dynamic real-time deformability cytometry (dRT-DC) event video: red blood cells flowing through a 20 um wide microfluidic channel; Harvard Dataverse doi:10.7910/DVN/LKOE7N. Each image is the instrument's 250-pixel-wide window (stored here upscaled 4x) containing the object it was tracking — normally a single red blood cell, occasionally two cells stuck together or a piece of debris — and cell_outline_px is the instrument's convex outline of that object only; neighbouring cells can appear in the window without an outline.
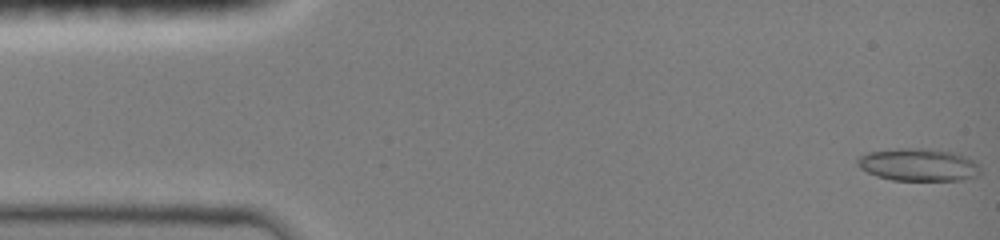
{"species": "common noctule bat (a hibernating species)", "species_latin": "Nyctalus noctula", "temperature_condition": "room temperature", "stored_images_in_passage": 47, "camera_frame_rate_fps": 3000, "um_per_image_px": 0.085, "animal": {"sex": "female", "body_mass_g": 19.0, "forearm_length_mm": 51.5}, "frame": {"image": 1, "passage_image": 1, "time_ms": 0.0, "image_size_px": [1000, 240], "cell_outline_px": [[980, 176], [960, 180], [892, 180], [876, 176], [860, 168], [856, 164], [856, 160], [860, 156], [868, 152], [896, 148], [928, 148], [952, 152], [964, 156], [972, 160], [980, 168]], "centroid_in_image_um": [78.04, 14.0], "position_along_channel_um": 7.0, "area_um2": 23.41}}
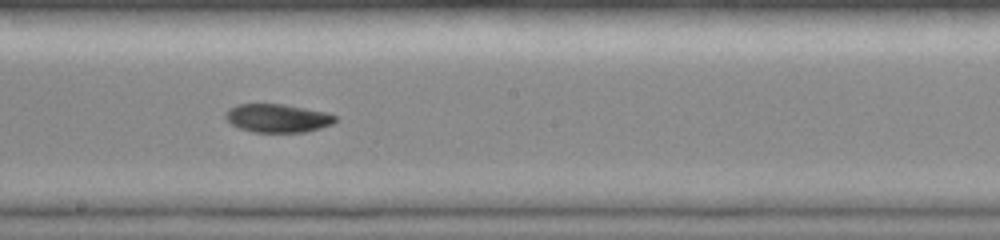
{"frame": {"image": 2, "passage_image": 26, "time_ms": 8.333, "image_size_px": [1000, 240], "cell_outline_px": [[336, 120], [332, 124], [320, 128], [304, 132], [252, 132], [240, 128], [232, 124], [224, 116], [224, 112], [228, 108], [236, 104], [284, 104], [328, 112], [336, 116]], "centroid_in_image_um": [23.58, 10.03], "position_along_channel_um": 224.6, "area_um2": 18.26}}
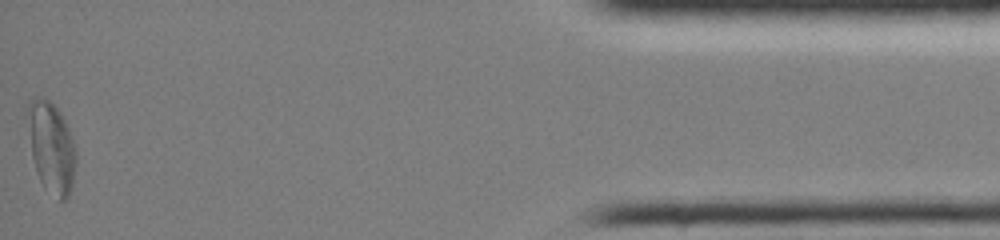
{"frame": {"image": 3, "passage_image": 47, "time_ms": 15.333, "image_size_px": [1000, 240], "cell_outline_px": [[76, 164], [72, 188], [68, 196], [64, 200], [60, 200], [44, 188], [36, 172], [32, 156], [24, 108], [28, 100], [32, 96], [44, 96], [56, 108], [64, 120], [68, 128], [76, 152]], "centroid_in_image_um": [4.32, 12.47], "position_along_channel_um": 430.9, "area_um2": 26.07}, "authors_computed_cell_mechanics": {"area_um2": 19.363, "velocity_mm_per_s": 4.0495, "shape_relaxation_time_tau1_ms": 4.8403, "shape_relaxation_time_tau2_ms": null, "deformation_change_tau1": 0.1483, "deformation_change_tau2": null}}